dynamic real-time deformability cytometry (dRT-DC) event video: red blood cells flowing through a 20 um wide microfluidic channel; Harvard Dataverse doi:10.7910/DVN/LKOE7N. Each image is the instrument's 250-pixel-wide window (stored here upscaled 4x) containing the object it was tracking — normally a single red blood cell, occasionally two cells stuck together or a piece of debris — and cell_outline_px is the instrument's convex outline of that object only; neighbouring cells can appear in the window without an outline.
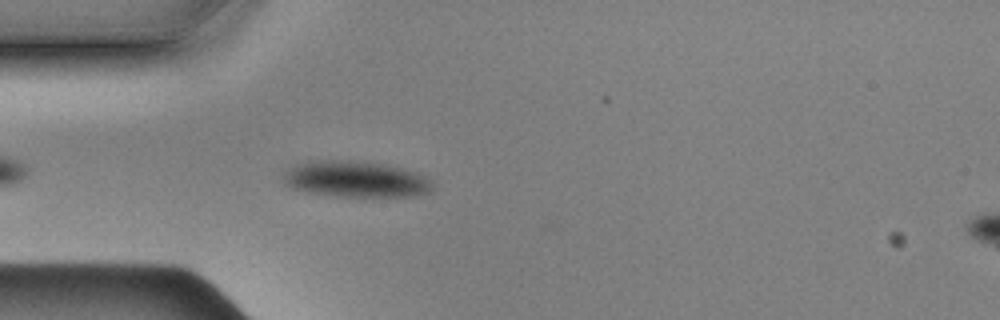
{"species": "Egyptian fruit bat (a non-hibernating species)", "species_latin": "Rousettus aegyptiacus", "temperature_condition": "cold", "stored_images_in_passage": 23, "camera_frame_rate_fps": 3000, "um_per_image_px": 0.085, "animal": {"sex": "male"}, "frame": {"image": 1, "passage_image": 5, "time_ms": 1.333, "image_size_px": [1000, 320], "cell_outline_px": [[432, 192], [408, 196], [340, 196], [308, 192], [284, 184], [284, 172], [288, 168], [296, 164], [308, 160], [348, 160], [384, 164], [404, 168], [420, 172], [428, 176], [432, 180]], "centroid_in_image_um": [30.28, 15.21], "position_along_channel_um": 54.7, "area_um2": 31.62}}
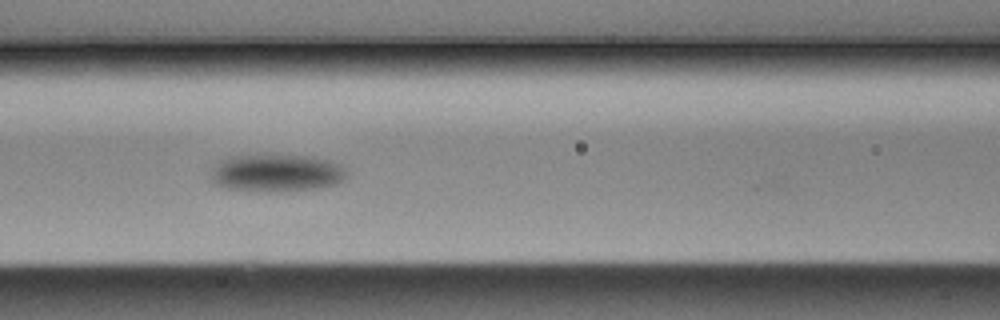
{"frame": {"image": 2, "passage_image": 13, "time_ms": 4.0, "image_size_px": [1000, 320], "cell_outline_px": [[348, 176], [336, 184], [316, 188], [280, 192], [264, 192], [228, 188], [216, 184], [212, 180], [212, 168], [220, 160], [228, 156], [308, 156], [332, 160], [340, 164], [348, 172]], "centroid_in_image_um": [23.54, 14.71], "position_along_channel_um": 143.1, "area_um2": 29.65}}
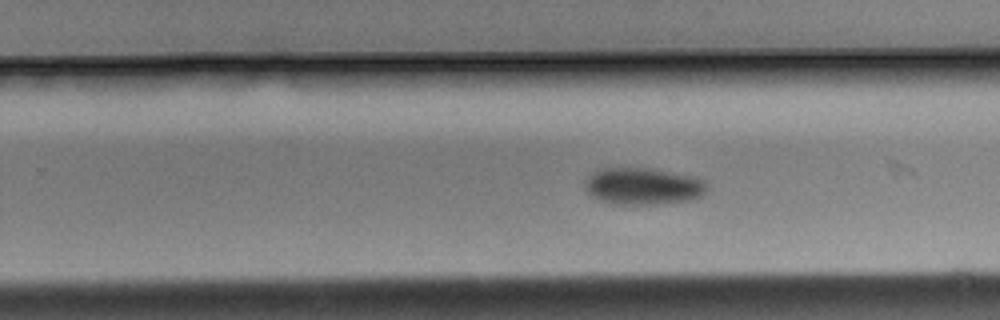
{"frame": {"image": 3, "passage_image": 21, "time_ms": 6.667, "image_size_px": [1000, 320], "cell_outline_px": [[708, 192], [692, 200], [660, 204], [612, 204], [600, 200], [588, 192], [584, 188], [584, 180], [592, 172], [600, 168], [652, 168], [696, 176], [708, 180]], "centroid_in_image_um": [54.72, 15.82], "position_along_channel_um": 275.1, "area_um2": 26.88}}